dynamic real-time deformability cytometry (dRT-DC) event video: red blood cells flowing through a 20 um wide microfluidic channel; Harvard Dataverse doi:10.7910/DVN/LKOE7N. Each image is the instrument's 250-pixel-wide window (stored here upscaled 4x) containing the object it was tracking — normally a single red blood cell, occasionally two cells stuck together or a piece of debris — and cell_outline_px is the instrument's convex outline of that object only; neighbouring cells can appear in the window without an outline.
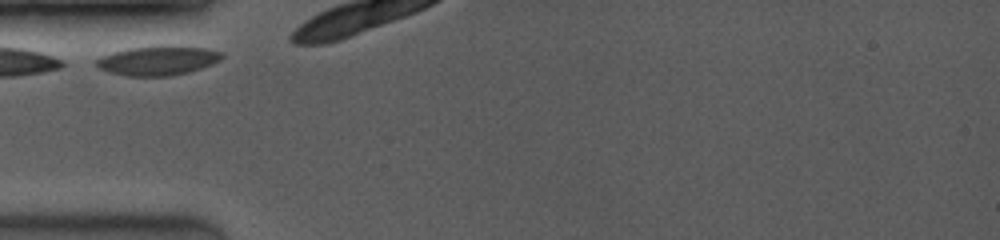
{"species": "common noctule bat (a hibernating species)", "species_latin": "Nyctalus noctula", "temperature_condition": "room temperature", "stored_images_in_passage": 5, "camera_frame_rate_fps": 3500, "um_per_image_px": 0.085, "animal": {"sex": "female", "body_mass_g": 19.0, "forearm_length_mm": 53.3}, "frame": {"image": 1, "passage_image": 1, "time_ms": 0.0, "image_size_px": [1000, 240], "cell_outline_px": [[224, 56], [220, 60], [212, 64], [188, 72], [168, 76], [124, 76], [108, 72], [100, 68], [96, 64], [96, 60], [112, 52], [128, 48], [160, 44], [172, 44], [208, 48], [220, 52]], "centroid_in_image_um": [13.44, 5.12], "position_along_channel_um": 71.6, "area_um2": 21.85}}